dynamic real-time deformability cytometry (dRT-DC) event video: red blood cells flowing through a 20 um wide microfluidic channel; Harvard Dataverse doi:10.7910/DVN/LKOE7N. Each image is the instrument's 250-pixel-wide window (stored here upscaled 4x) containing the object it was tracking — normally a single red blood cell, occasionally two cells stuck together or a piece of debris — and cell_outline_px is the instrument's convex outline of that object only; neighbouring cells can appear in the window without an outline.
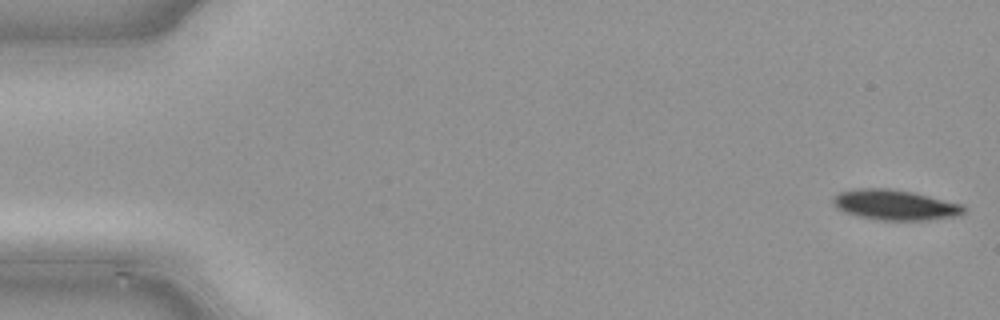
{"species": "common noctule bat (a hibernating species)", "species_latin": "Nyctalus noctula", "temperature_condition": "cold", "stored_images_in_passage": 48, "camera_frame_rate_fps": 3000, "um_per_image_px": 0.085, "animal": {"sex": "male", "body_mass_g": 21.5, "forearm_length_mm": 52.0}, "frame": {"image": 1, "passage_image": 1, "time_ms": 0.0, "image_size_px": [1000, 320], "cell_outline_px": [[968, 208], [964, 212], [952, 216], [928, 220], [880, 220], [860, 216], [848, 212], [840, 208], [832, 200], [832, 196], [840, 192], [856, 188], [888, 188], [912, 192], [964, 204]], "centroid_in_image_um": [76.12, 17.4], "position_along_channel_um": 8.9, "area_um2": 22.77}}
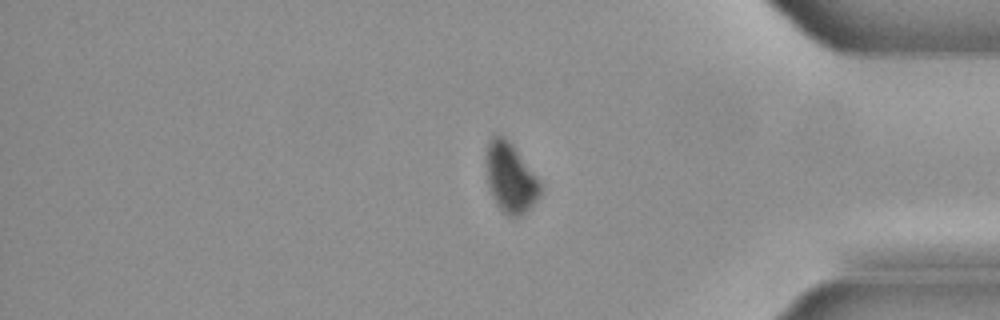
{"frame": {"image": 2, "passage_image": 40, "time_ms": 13.0, "image_size_px": [1000, 320], "cell_outline_px": [[540, 196], [520, 216], [508, 216], [496, 204], [492, 196], [488, 184], [484, 160], [488, 144], [492, 136], [504, 136], [508, 140], [540, 180]], "centroid_in_image_um": [43.35, 15.1], "position_along_channel_um": 391.8, "area_um2": 21.73}}
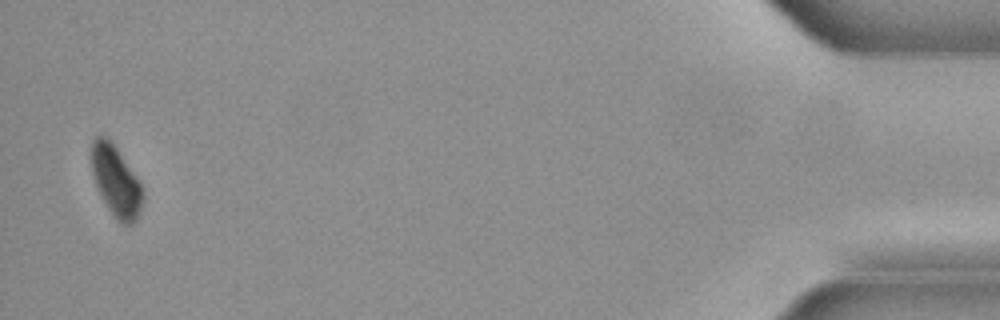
{"frame": {"image": 3, "passage_image": 47, "time_ms": 15.333, "image_size_px": [1000, 320], "cell_outline_px": [[144, 200], [140, 212], [136, 220], [132, 224], [120, 224], [116, 220], [104, 200], [96, 184], [92, 172], [92, 140], [96, 136], [108, 136], [140, 180], [144, 192]], "centroid_in_image_um": [9.9, 15.4], "position_along_channel_um": 425.3, "area_um2": 21.21}}